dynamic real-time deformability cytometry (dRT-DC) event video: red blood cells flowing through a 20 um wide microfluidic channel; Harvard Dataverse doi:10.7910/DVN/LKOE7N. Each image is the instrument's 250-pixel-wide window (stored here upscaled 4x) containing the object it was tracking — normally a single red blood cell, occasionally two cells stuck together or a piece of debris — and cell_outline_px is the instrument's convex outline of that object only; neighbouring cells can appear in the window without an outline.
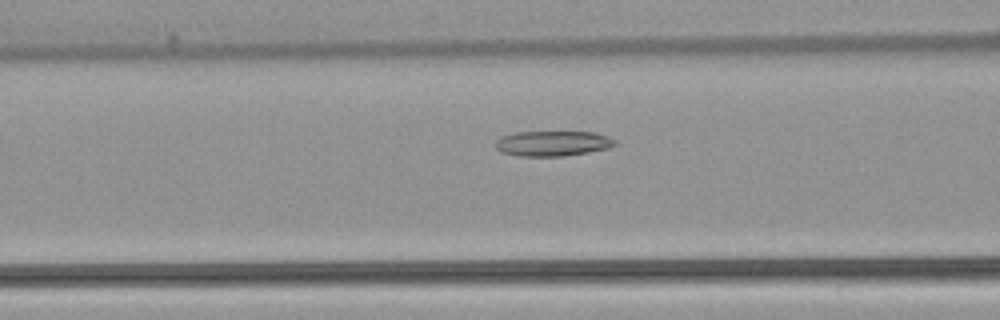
{"species": "common noctule bat (a hibernating species)", "species_latin": "Nyctalus noctula", "temperature_condition": "warm", "stored_images_in_passage": 53, "camera_frame_rate_fps": 3000, "um_per_image_px": 0.085, "animal": {"sex": "female", "body_mass_g": 22.7, "forearm_length_mm": 54.2}, "frame": {"image": 1, "passage_image": 21, "time_ms": 6.667, "image_size_px": [1000, 320], "cell_outline_px": [[616, 144], [608, 148], [588, 152], [564, 156], [516, 156], [500, 152], [496, 148], [496, 140], [500, 136], [516, 132], [596, 132], [608, 136], [616, 140]], "centroid_in_image_um": [46.96, 12.19], "position_along_channel_um": 119.6, "area_um2": 17.69}}
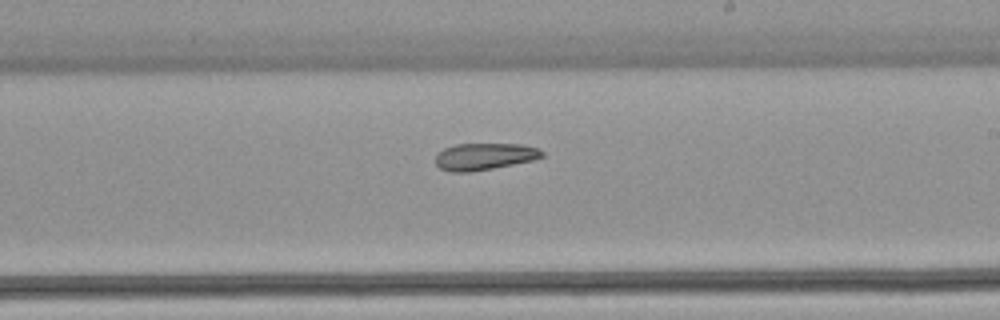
{"frame": {"image": 2, "passage_image": 31, "time_ms": 10.0, "image_size_px": [1000, 320], "cell_outline_px": [[544, 156], [532, 160], [492, 168], [468, 172], [448, 172], [440, 168], [436, 164], [436, 152], [444, 148], [456, 144], [520, 144], [536, 148], [544, 152]], "centroid_in_image_um": [41.12, 13.3], "position_along_channel_um": 247.9, "area_um2": 16.59}}
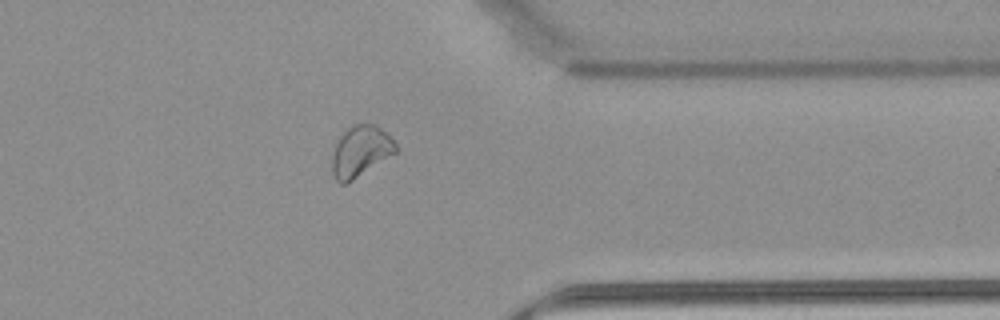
{"frame": {"image": 3, "passage_image": 42, "time_ms": 13.667, "image_size_px": [1000, 320], "cell_outline_px": [[400, 148], [396, 152], [348, 184], [340, 184], [336, 180], [332, 172], [332, 152], [336, 140], [352, 124], [376, 124]], "centroid_in_image_um": [30.61, 12.88], "position_along_channel_um": 380.8, "area_um2": 19.02}}